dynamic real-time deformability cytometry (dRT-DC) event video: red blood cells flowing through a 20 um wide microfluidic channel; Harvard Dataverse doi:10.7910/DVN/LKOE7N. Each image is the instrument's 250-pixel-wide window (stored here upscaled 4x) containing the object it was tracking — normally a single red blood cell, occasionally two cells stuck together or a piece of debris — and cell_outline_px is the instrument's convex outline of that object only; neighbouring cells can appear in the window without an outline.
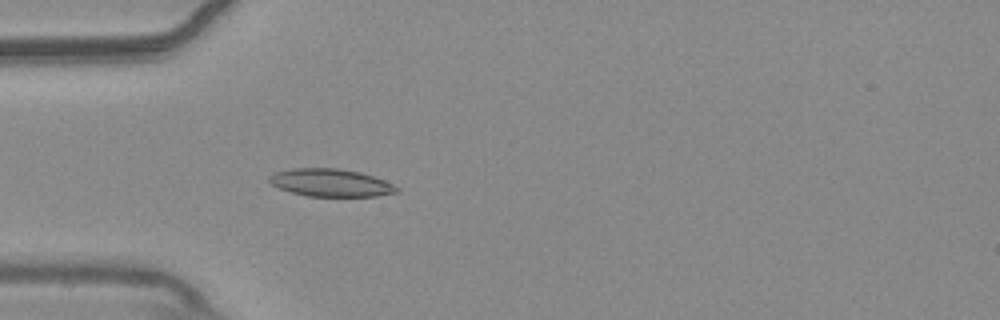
{"species": "common noctule bat (a hibernating species)", "species_latin": "Nyctalus noctula", "temperature_condition": "warm", "stored_images_in_passage": 55, "camera_frame_rate_fps": 3000, "um_per_image_px": 0.085, "animal": {"sex": "male", "body_mass_g": 20.4}, "frame": {"image": 1, "passage_image": 17, "time_ms": 5.333, "image_size_px": [1000, 320], "cell_outline_px": [[400, 192], [376, 196], [308, 196], [292, 192], [280, 188], [272, 184], [268, 180], [268, 176], [276, 172], [292, 168], [340, 168], [360, 172], [384, 180], [400, 188]], "centroid_in_image_um": [28.13, 15.53], "position_along_channel_um": 56.9, "area_um2": 20.52}}
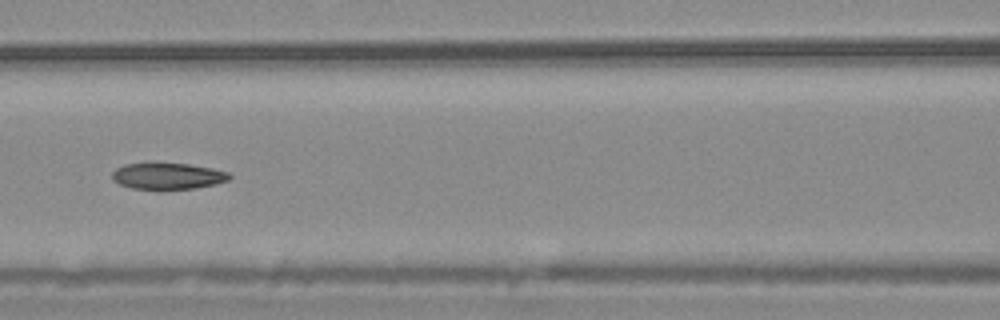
{"frame": {"image": 2, "passage_image": 25, "time_ms": 8.0, "image_size_px": [1000, 320], "cell_outline_px": [[232, 176], [228, 180], [216, 184], [196, 188], [164, 192], [160, 192], [132, 188], [120, 184], [112, 180], [112, 172], [116, 168], [124, 164], [188, 164], [212, 168], [228, 172]], "centroid_in_image_um": [14.25, 15.02], "position_along_channel_um": 152.3, "area_um2": 18.55}}
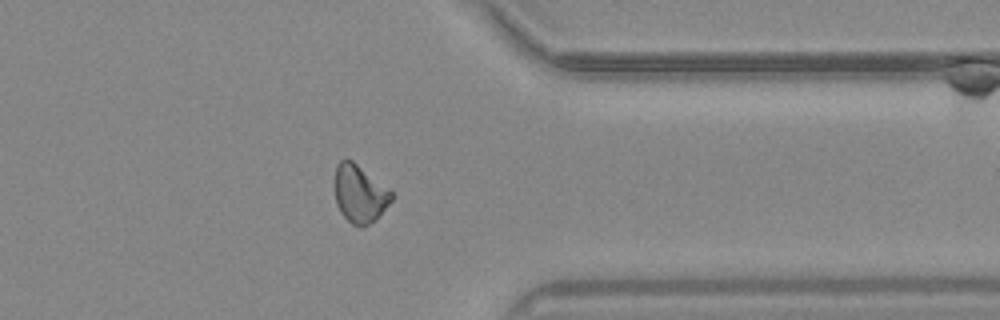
{"frame": {"image": 3, "passage_image": 44, "time_ms": 14.333, "image_size_px": [1000, 320], "cell_outline_px": [[392, 200], [376, 220], [360, 228], [352, 224], [340, 212], [336, 204], [336, 164], [340, 160], [352, 160], [392, 192]], "centroid_in_image_um": [30.57, 16.5], "position_along_channel_um": 380.8, "area_um2": 18.73}, "authors_computed_cell_mechanics": {"area_um2": 19.2474, "velocity_mm_per_s": 3.7366, "shape_relaxation_time_tau1_ms": null, "shape_relaxation_time_tau2_ms": 4.4185, "deformation_change_tau1": null, "deformation_change_tau2": 0.1011}}